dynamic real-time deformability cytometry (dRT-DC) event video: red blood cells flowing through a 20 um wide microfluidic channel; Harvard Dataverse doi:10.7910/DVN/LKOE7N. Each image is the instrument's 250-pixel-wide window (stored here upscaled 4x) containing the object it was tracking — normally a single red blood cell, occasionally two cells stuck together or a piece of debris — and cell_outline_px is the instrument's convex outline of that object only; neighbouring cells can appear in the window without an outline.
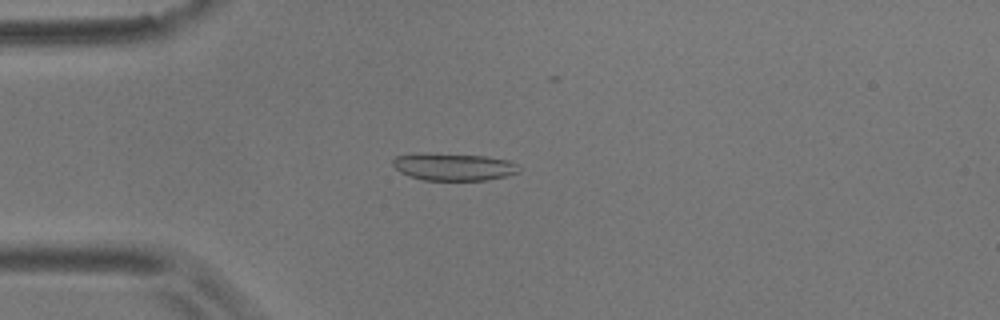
{"species": "common noctule bat (a hibernating species)", "species_latin": "Nyctalus noctula", "temperature_condition": "room temperature", "stored_images_in_passage": 60, "camera_frame_rate_fps": 3000, "um_per_image_px": 0.085, "animal": {"sex": "male", "body_mass_g": 17.9}, "frame": {"image": 1, "passage_image": 17, "time_ms": 5.333, "image_size_px": [1000, 320], "cell_outline_px": [[520, 172], [488, 180], [424, 180], [400, 172], [392, 164], [392, 160], [396, 156], [416, 152], [424, 152], [484, 156], [508, 160], [516, 164], [520, 168]], "centroid_in_image_um": [38.53, 14.16], "position_along_channel_um": 46.5, "area_um2": 20.23}}
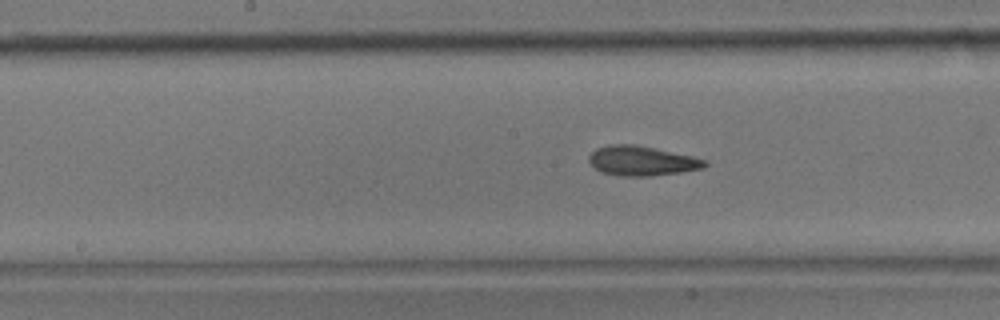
{"frame": {"image": 2, "passage_image": 32, "time_ms": 10.333, "image_size_px": [1000, 320], "cell_outline_px": [[708, 164], [704, 168], [680, 172], [648, 176], [616, 176], [600, 172], [588, 160], [588, 156], [596, 148], [612, 144], [632, 144], [656, 148], [692, 156], [708, 160]], "centroid_in_image_um": [54.56, 13.67], "position_along_channel_um": 193.6, "area_um2": 20.11}}
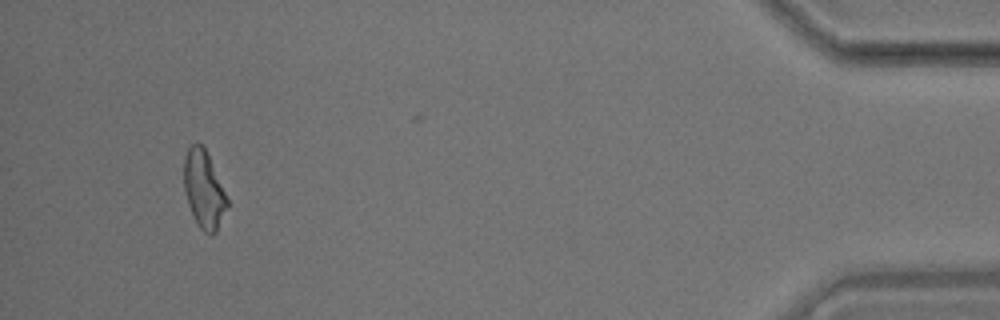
{"frame": {"image": 3, "passage_image": 57, "time_ms": 18.667, "image_size_px": [1000, 320], "cell_outline_px": [[228, 204], [216, 232], [212, 236], [208, 236], [200, 228], [188, 204], [184, 188], [184, 156], [188, 148], [192, 144], [200, 144], [208, 152], [228, 200]], "centroid_in_image_um": [17.32, 16.1], "position_along_channel_um": 417.9, "area_um2": 19.36}, "authors_computed_cell_mechanics": {"area_um2": 19.8832, "velocity_mm_per_s": 3.5102, "shape_relaxation_time_tau1_ms": 3.2692, "shape_relaxation_time_tau2_ms": 3.182, "deformation_change_tau1": 0.1118, "deformation_change_tau2": 0.1252}}